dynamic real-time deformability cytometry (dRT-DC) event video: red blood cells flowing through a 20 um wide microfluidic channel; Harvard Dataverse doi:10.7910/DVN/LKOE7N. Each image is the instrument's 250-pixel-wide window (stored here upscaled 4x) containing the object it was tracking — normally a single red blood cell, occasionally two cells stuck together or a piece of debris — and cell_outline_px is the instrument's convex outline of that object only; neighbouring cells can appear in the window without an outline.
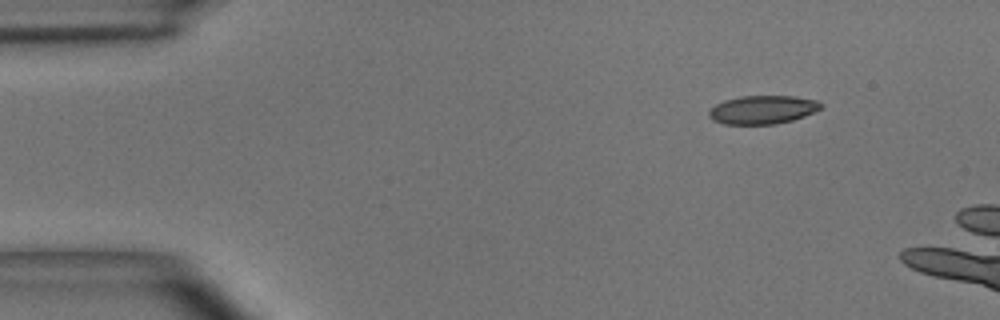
{"species": "common noctule bat (a hibernating species)", "species_latin": "Nyctalus noctula", "temperature_condition": "room temperature", "stored_images_in_passage": 6, "camera_frame_rate_fps": 3000, "um_per_image_px": 0.085, "animal": {"sex": "male", "body_mass_g": 15.6}, "frame": {"image": 1, "passage_image": 1, "time_ms": 0.0, "image_size_px": [1000, 320], "cell_outline_px": [[820, 108], [804, 116], [792, 120], [776, 124], [724, 124], [712, 120], [708, 116], [708, 112], [716, 104], [724, 100], [740, 96], [796, 96], [816, 100], [820, 104]], "centroid_in_image_um": [64.77, 9.32], "position_along_channel_um": 20.2, "area_um2": 18.44}}